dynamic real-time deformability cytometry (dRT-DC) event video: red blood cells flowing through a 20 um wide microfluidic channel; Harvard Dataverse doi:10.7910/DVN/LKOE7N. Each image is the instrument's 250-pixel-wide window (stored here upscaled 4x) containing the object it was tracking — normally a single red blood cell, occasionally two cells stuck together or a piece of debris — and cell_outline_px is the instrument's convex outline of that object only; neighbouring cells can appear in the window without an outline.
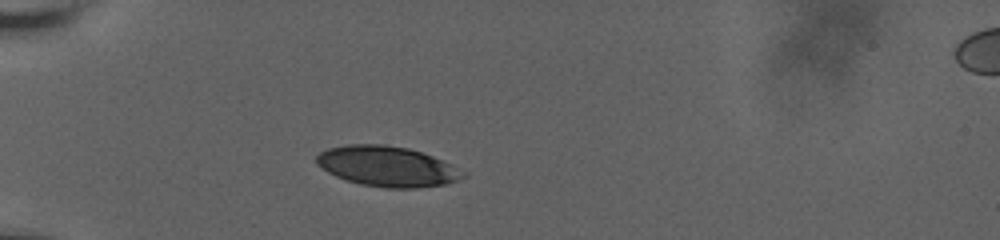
{"species": "human", "species_latin": "Homo sapiens", "temperature_condition": "room temperature", "stored_images_in_passage": 38, "camera_frame_rate_fps": 3000, "um_per_image_px": 0.085, "donor": {"sex": "male"}, "frame": {"image": 1, "passage_image": 1, "time_ms": 0.0, "image_size_px": [1000, 240], "cell_outline_px": [[468, 176], [444, 184], [416, 188], [384, 188], [360, 184], [336, 176], [328, 172], [316, 164], [316, 156], [320, 152], [328, 148], [348, 144], [384, 144], [408, 148], [432, 156], [448, 164]], "centroid_in_image_um": [32.85, 14.14], "position_along_channel_um": 52.2, "area_um2": 33.99}}
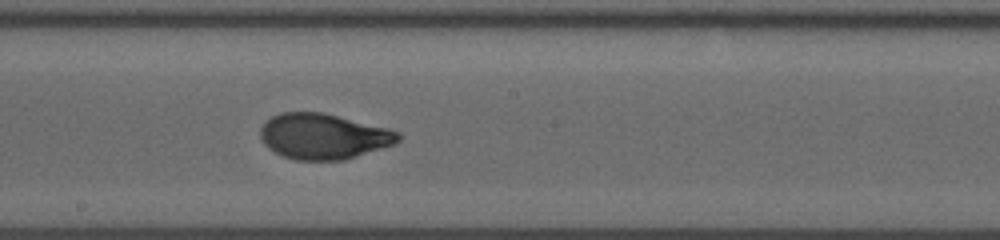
{"frame": {"image": 2, "passage_image": 16, "time_ms": 5.333, "image_size_px": [1000, 240], "cell_outline_px": [[400, 140], [396, 144], [344, 160], [296, 160], [284, 156], [268, 148], [264, 144], [260, 136], [260, 128], [272, 116], [280, 112], [324, 112], [388, 128], [400, 132]], "centroid_in_image_um": [27.52, 11.58], "position_along_channel_um": 220.7, "area_um2": 36.7}}
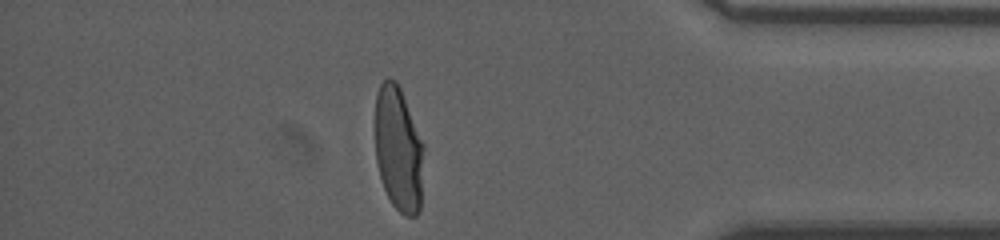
{"frame": {"image": 3, "passage_image": 32, "time_ms": 11.0, "image_size_px": [1000, 240], "cell_outline_px": [[424, 148], [420, 208], [416, 216], [404, 216], [392, 204], [384, 188], [380, 176], [376, 160], [376, 92], [380, 84], [388, 76], [396, 80], [400, 88], [424, 144]], "centroid_in_image_um": [33.88, 12.67], "position_along_channel_um": 401.3, "area_um2": 35.43}, "authors_computed_cell_mechanics": {"area_um2": 36.2984, "velocity_mm_per_s": 3.6379, "shape_relaxation_time_tau1_ms": 4.2735, "shape_relaxation_time_tau2_ms": null, "deformation_change_tau1": 0.1888, "deformation_change_tau2": null}}